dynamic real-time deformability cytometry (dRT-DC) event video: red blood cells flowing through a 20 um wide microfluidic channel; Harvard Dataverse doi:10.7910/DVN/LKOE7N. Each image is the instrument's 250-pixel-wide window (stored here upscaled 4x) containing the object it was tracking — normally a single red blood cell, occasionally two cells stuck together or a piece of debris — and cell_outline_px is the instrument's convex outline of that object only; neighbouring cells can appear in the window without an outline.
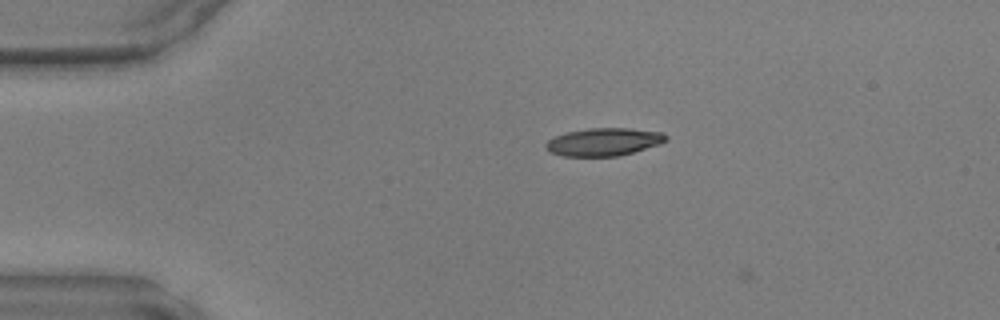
{"species": "common noctule bat (a hibernating species)", "species_latin": "Nyctalus noctula", "temperature_condition": "warm", "stored_images_in_passage": 6, "camera_frame_rate_fps": 3000, "um_per_image_px": 0.085, "animal": {"sex": "male", "body_mass_g": 17.9, "forearm_length_mm": 54.2}, "frame": {"image": 1, "passage_image": 5, "time_ms": 1.333, "image_size_px": [1000, 320], "cell_outline_px": [[668, 140], [660, 144], [632, 152], [616, 156], [564, 156], [548, 152], [544, 148], [544, 144], [548, 140], [564, 132], [588, 128], [628, 128], [660, 132], [668, 136]], "centroid_in_image_um": [51.27, 12.06], "position_along_channel_um": 33.7, "area_um2": 19.54}}